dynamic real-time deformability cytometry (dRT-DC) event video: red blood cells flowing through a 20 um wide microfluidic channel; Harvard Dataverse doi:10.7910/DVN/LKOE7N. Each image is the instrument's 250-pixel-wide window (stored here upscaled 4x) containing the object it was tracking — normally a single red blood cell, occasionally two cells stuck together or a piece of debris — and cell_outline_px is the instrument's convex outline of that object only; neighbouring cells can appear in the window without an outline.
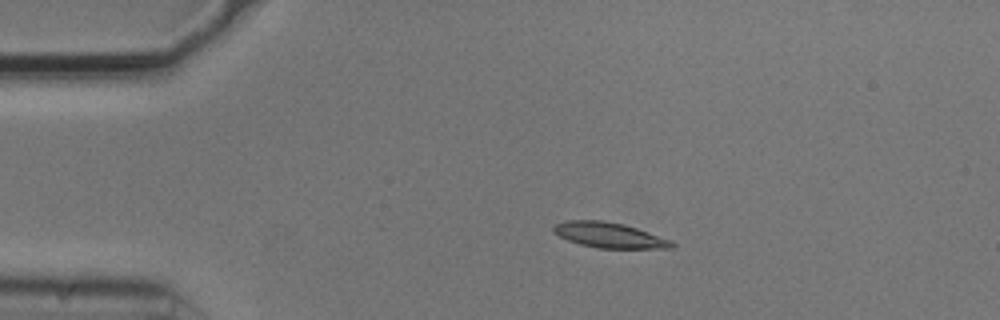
{"species": "common noctule bat (a hibernating species)", "species_latin": "Nyctalus noctula", "temperature_condition": "cold", "stored_images_in_passage": 44, "camera_frame_rate_fps": 3000, "um_per_image_px": 0.085, "animal": {"sex": "male", "body_mass_g": 20.5, "forearm_length_mm": 52.5}, "frame": {"image": 1, "passage_image": 1, "time_ms": 0.0, "image_size_px": [1000, 320], "cell_outline_px": [[676, 244], [672, 248], [600, 248], [580, 244], [568, 240], [552, 232], [552, 228], [556, 224], [568, 220], [604, 220], [624, 224], [672, 240]], "centroid_in_image_um": [51.79, 19.98], "position_along_channel_um": 33.2, "area_um2": 17.4}}
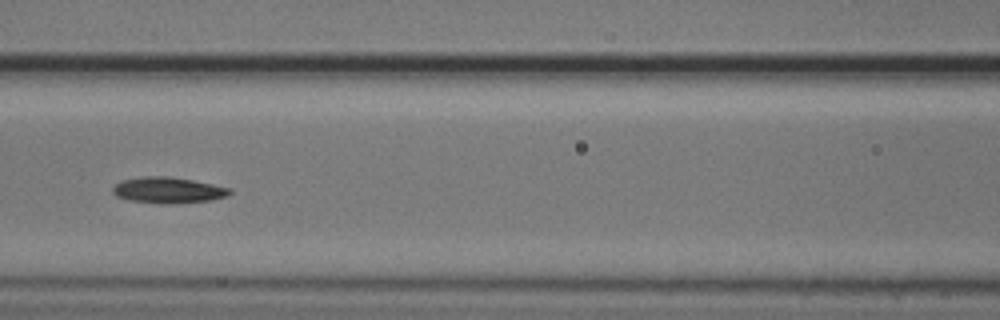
{"frame": {"image": 2, "passage_image": 14, "time_ms": 4.333, "image_size_px": [1000, 320], "cell_outline_px": [[232, 192], [228, 196], [212, 200], [180, 204], [160, 204], [128, 200], [116, 196], [112, 192], [112, 188], [116, 184], [124, 180], [144, 176], [168, 176], [192, 180], [232, 188]], "centroid_in_image_um": [14.32, 16.18], "position_along_channel_um": 152.3, "area_um2": 17.98}}
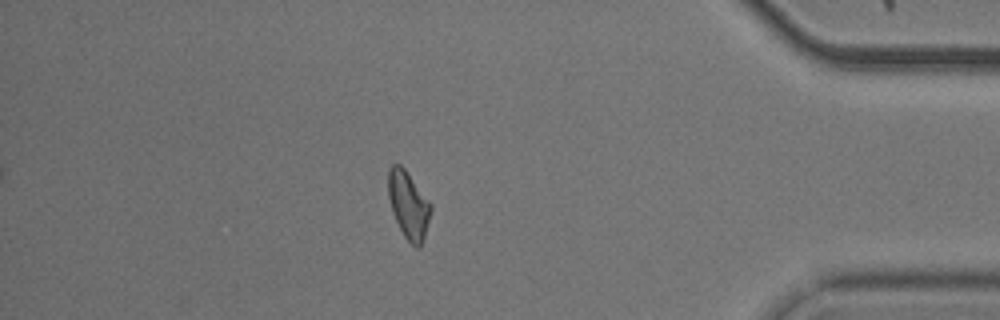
{"frame": {"image": 3, "passage_image": 37, "time_ms": 12.0, "image_size_px": [1000, 320], "cell_outline_px": [[432, 208], [424, 236], [420, 248], [416, 248], [404, 236], [392, 212], [388, 196], [388, 168], [392, 164], [400, 164], [404, 168], [432, 204]], "centroid_in_image_um": [34.71, 17.4], "position_along_channel_um": 400.5, "area_um2": 16.59}, "authors_computed_cell_mechanics": {"area_um2": 16.9065, "velocity_mm_per_s": 3.7295, "shape_relaxation_time_tau1_ms": null, "shape_relaxation_time_tau2_ms": 5.1171, "deformation_change_tau1": null, "deformation_change_tau2": 0.1234}}